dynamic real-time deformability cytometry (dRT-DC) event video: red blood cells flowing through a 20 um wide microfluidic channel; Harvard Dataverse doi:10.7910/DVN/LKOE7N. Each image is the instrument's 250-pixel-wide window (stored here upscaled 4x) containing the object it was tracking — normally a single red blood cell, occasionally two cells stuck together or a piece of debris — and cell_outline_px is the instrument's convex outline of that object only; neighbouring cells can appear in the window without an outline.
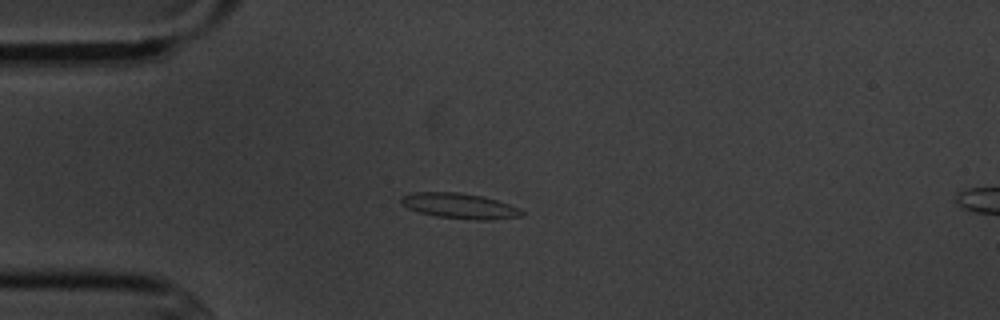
{"species": "common noctule bat (a hibernating species)", "species_latin": "Nyctalus noctula", "temperature_condition": "cold", "stored_images_in_passage": 5, "camera_frame_rate_fps": 3000, "um_per_image_px": 0.085, "animal": {"sex": "male", "body_mass_g": 20.1, "forearm_length_mm": 53.5}, "frame": {"image": 1, "passage_image": 4, "time_ms": 3.667, "image_size_px": [1000, 320], "cell_outline_px": [[524, 216], [488, 220], [476, 220], [436, 216], [420, 212], [408, 208], [400, 204], [400, 200], [404, 196], [412, 192], [456, 192], [480, 196], [496, 200], [520, 208], [524, 212]], "centroid_in_image_um": [39.08, 17.51], "position_along_channel_um": 45.9, "area_um2": 17.69}}